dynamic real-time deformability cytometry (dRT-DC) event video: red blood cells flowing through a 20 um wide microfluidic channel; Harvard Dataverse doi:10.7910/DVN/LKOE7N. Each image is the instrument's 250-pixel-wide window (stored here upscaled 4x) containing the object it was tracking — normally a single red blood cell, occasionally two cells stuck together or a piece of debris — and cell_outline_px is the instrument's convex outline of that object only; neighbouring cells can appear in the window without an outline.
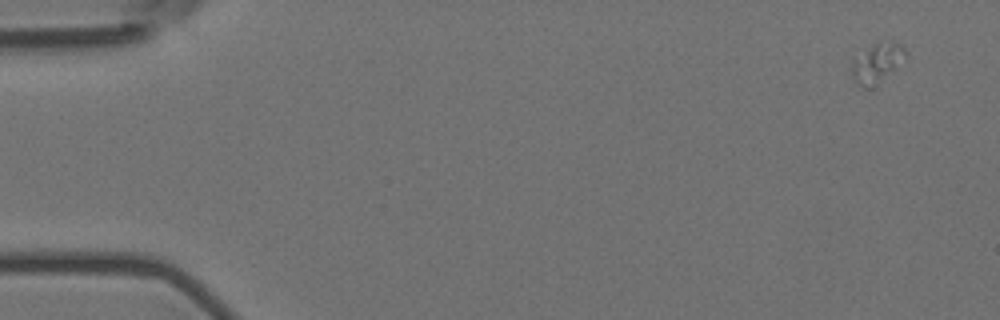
{"species": "Egyptian fruit bat (a non-hibernating species)", "species_latin": "Rousettus aegyptiacus", "temperature_condition": "room temperature", "stored_images_in_passage": 6, "segment_of_instrument_passage": [1, 2], "camera_frame_rate_fps": 3000, "um_per_image_px": 0.085, "animal": {"sex": "female"}, "frame": {"image": 1, "passage_image": 1, "time_ms": 0.0, "image_size_px": [1000, 320], "cell_outline_px": [[908, 56], [892, 68], [860, 84], [856, 84], [848, 68], [852, 60], [876, 44], [892, 40], [900, 44], [904, 48]], "centroid_in_image_um": [74.52, 5.18], "position_along_channel_um": 10.5, "area_um2": 10.58}}